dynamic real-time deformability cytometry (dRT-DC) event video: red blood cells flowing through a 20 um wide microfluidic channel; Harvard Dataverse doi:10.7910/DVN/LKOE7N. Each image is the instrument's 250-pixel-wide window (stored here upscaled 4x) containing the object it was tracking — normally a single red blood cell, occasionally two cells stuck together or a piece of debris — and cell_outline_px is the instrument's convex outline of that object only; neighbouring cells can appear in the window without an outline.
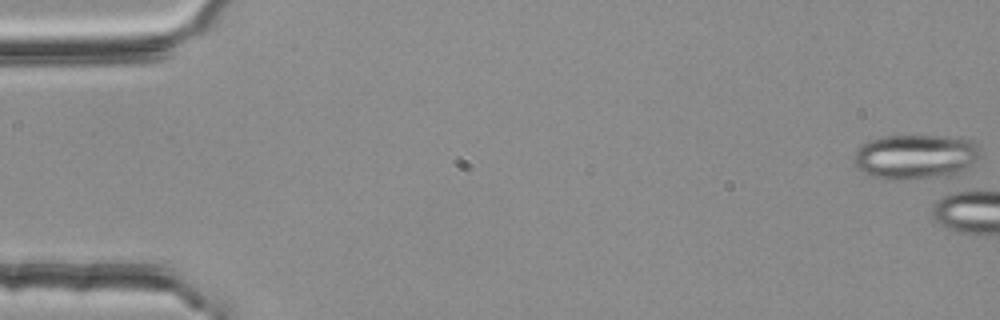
{"species": "common noctule bat (a hibernating species)", "species_latin": "Nyctalus noctula", "temperature_condition": "room temperature", "stored_images_in_passage": 2, "camera_frame_rate_fps": 3000, "um_per_image_px": 0.085, "animal": {"sex": "female", "body_mass_g": 25.1}, "frame": {"image": 1, "passage_image": 1, "time_ms": 0.0, "image_size_px": [1000, 320], "cell_outline_px": [[980, 156], [972, 164], [956, 172], [944, 176], [868, 176], [856, 168], [852, 160], [852, 156], [856, 148], [872, 140], [884, 136], [936, 136], [972, 140], [980, 148]], "centroid_in_image_um": [77.77, 13.26], "position_along_channel_um": 7.2, "area_um2": 31.73}}